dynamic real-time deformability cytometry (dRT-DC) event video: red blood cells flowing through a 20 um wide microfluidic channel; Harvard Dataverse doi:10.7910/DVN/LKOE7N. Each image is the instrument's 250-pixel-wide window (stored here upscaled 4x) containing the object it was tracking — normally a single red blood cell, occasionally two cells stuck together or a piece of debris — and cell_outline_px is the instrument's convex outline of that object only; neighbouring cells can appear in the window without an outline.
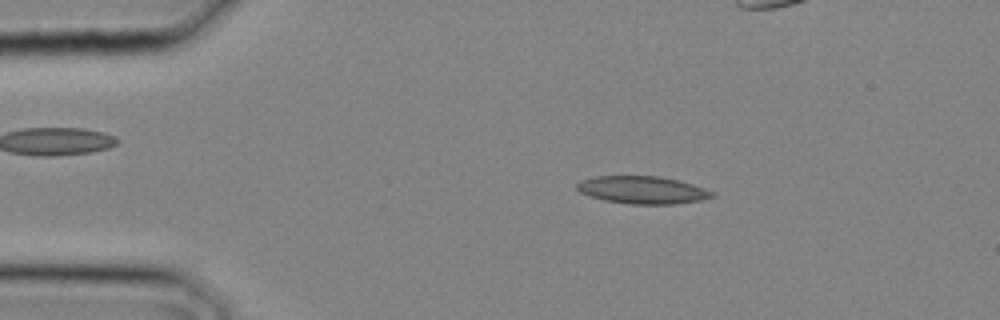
{"species": "common noctule bat (a hibernating species)", "species_latin": "Nyctalus noctula", "temperature_condition": "cold", "stored_images_in_passage": 10, "segment_of_instrument_passage": [1, 2], "camera_frame_rate_fps": 3000, "um_per_image_px": 0.085, "animal": {"sex": "male", "body_mass_g": 20.4}, "frame": {"image": 1, "passage_image": 4, "time_ms": 1.0, "image_size_px": [1000, 320], "cell_outline_px": [[716, 196], [700, 200], [676, 204], [632, 204], [604, 200], [580, 192], [576, 188], [576, 184], [580, 180], [592, 176], [660, 176], [692, 184], [716, 192]], "centroid_in_image_um": [54.62, 16.14], "position_along_channel_um": 30.4, "area_um2": 21.73}}
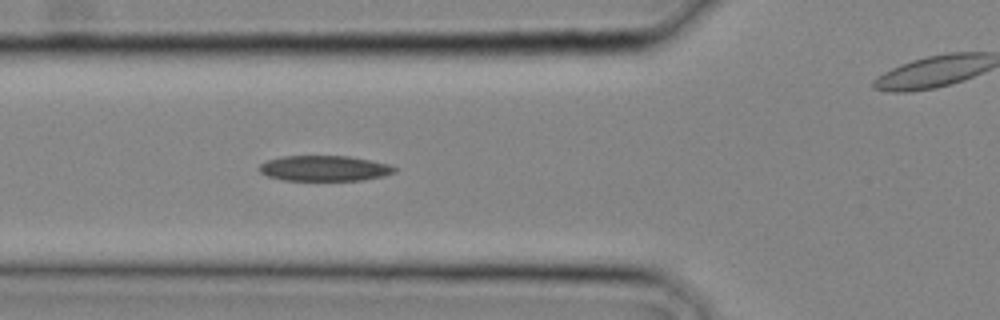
{"frame": {"image": 2, "passage_image": 9, "time_ms": 2.667, "image_size_px": [1000, 320], "cell_outline_px": [[396, 172], [384, 176], [360, 180], [284, 180], [268, 176], [260, 172], [260, 164], [268, 160], [284, 156], [348, 156], [388, 164], [396, 168]], "centroid_in_image_um": [27.58, 14.31], "position_along_channel_um": 98.2, "area_um2": 19.83}}